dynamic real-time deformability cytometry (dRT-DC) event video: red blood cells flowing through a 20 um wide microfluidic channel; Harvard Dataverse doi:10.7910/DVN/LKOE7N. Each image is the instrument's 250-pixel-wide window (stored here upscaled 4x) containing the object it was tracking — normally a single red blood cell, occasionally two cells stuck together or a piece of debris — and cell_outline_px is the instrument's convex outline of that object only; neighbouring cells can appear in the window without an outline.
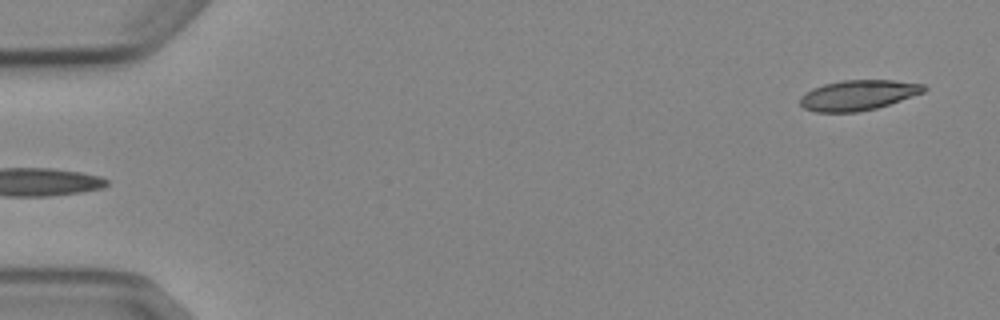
{"species": "Egyptian fruit bat (a non-hibernating species)", "species_latin": "Rousettus aegyptiacus", "temperature_condition": "cold", "stored_images_in_passage": 5, "segment_of_instrument_passage": [2, 2], "camera_frame_rate_fps": 3000, "um_per_image_px": 0.085, "animal": {"sex": "female"}, "frame": {"image": 1, "passage_image": 5, "time_ms": 5.667, "image_size_px": [1000, 320], "cell_outline_px": [[928, 88], [924, 92], [876, 108], [856, 112], [816, 112], [804, 108], [800, 104], [800, 96], [804, 92], [812, 88], [824, 84], [840, 80], [892, 80], [924, 84]], "centroid_in_image_um": [72.91, 8.08], "position_along_channel_um": 12.1, "area_um2": 21.79}}